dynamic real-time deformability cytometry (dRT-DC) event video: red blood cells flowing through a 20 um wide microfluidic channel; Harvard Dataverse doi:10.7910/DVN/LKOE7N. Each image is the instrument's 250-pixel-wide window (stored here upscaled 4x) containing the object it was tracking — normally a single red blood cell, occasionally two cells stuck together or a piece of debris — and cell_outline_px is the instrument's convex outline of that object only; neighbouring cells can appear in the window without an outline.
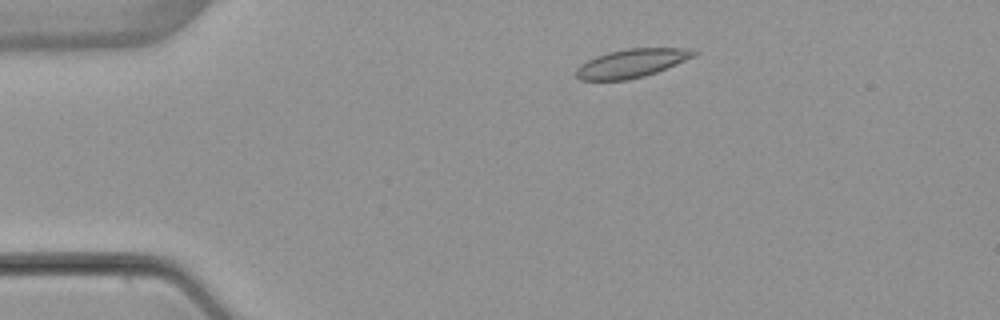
{"species": "common noctule bat (a hibernating species)", "species_latin": "Nyctalus noctula", "temperature_condition": "warm", "stored_images_in_passage": 6, "camera_frame_rate_fps": 3000, "um_per_image_px": 0.085, "animal": {"sex": "female", "body_mass_g": 22.7, "forearm_length_mm": 54.2}, "frame": {"image": 1, "passage_image": 2, "time_ms": 1.333, "image_size_px": [1000, 320], "cell_outline_px": [[700, 52], [696, 56], [656, 72], [644, 76], [628, 80], [580, 80], [576, 76], [576, 68], [580, 64], [596, 56], [608, 52], [628, 48], [696, 48]], "centroid_in_image_um": [53.73, 5.36], "position_along_channel_um": 31.3, "area_um2": 19.71}}
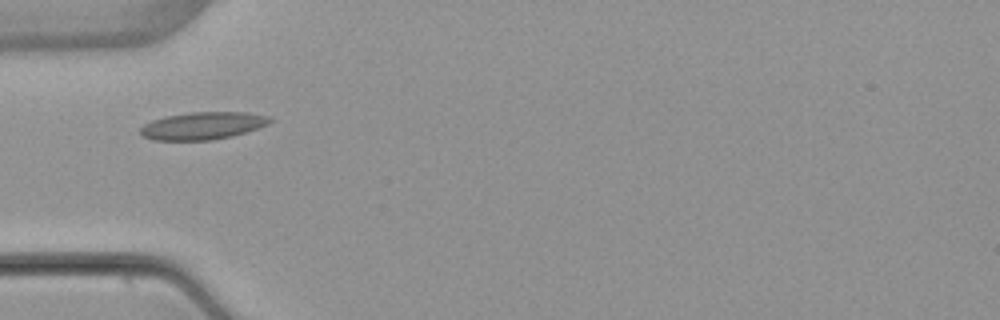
{"frame": {"image": 2, "passage_image": 4, "time_ms": 3.667, "image_size_px": [1000, 320], "cell_outline_px": [[272, 120], [268, 124], [232, 136], [212, 140], [152, 140], [140, 136], [140, 128], [144, 124], [152, 120], [168, 116], [188, 112], [248, 112], [268, 116]], "centroid_in_image_um": [17.19, 10.69], "position_along_channel_um": 67.8, "area_um2": 20.69}}
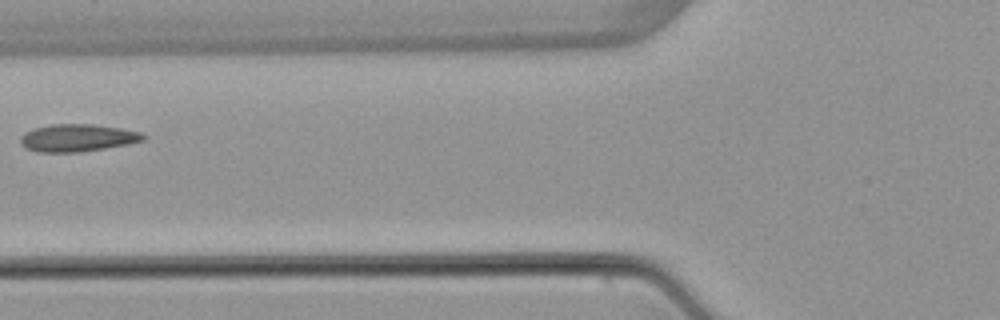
{"frame": {"image": 3, "passage_image": 5, "time_ms": 5.0, "image_size_px": [1000, 320], "cell_outline_px": [[148, 136], [144, 140], [128, 144], [80, 152], [36, 152], [24, 148], [20, 144], [20, 136], [24, 132], [32, 128], [52, 124], [92, 124], [120, 128], [140, 132]], "centroid_in_image_um": [6.54, 11.72], "position_along_channel_um": 119.3, "area_um2": 19.83}}